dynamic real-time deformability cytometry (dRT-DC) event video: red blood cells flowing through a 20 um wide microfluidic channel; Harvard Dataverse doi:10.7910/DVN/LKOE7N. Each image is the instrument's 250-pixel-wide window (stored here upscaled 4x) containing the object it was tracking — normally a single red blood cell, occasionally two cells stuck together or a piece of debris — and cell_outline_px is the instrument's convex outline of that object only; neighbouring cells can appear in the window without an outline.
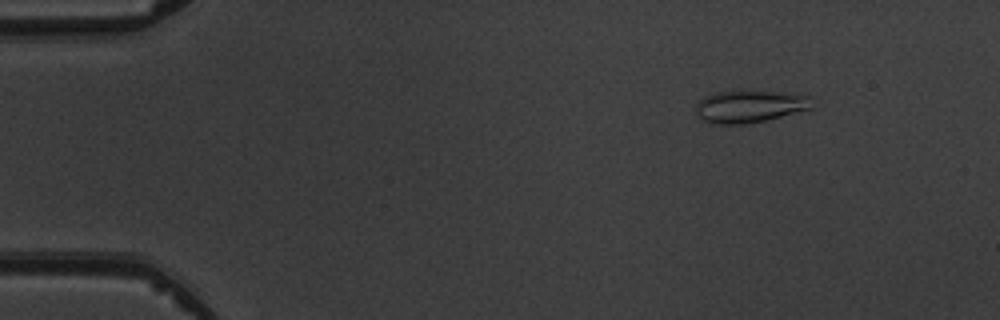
{"species": "common noctule bat (a hibernating species)", "species_latin": "Nyctalus noctula", "temperature_condition": "warm", "stored_images_in_passage": 7, "camera_frame_rate_fps": 3000, "um_per_image_px": 0.085, "animal": {"sex": "male", "body_mass_g": 19.5, "forearm_length_mm": 54.6}, "frame": {"image": 1, "passage_image": 2, "time_ms": 1.333, "image_size_px": [1000, 320], "cell_outline_px": [[812, 108], [764, 120], [744, 124], [712, 124], [704, 120], [696, 112], [696, 104], [704, 96], [716, 92], [784, 92], [808, 96]], "centroid_in_image_um": [63.67, 9.05], "position_along_channel_um": 21.3, "area_um2": 21.21}}
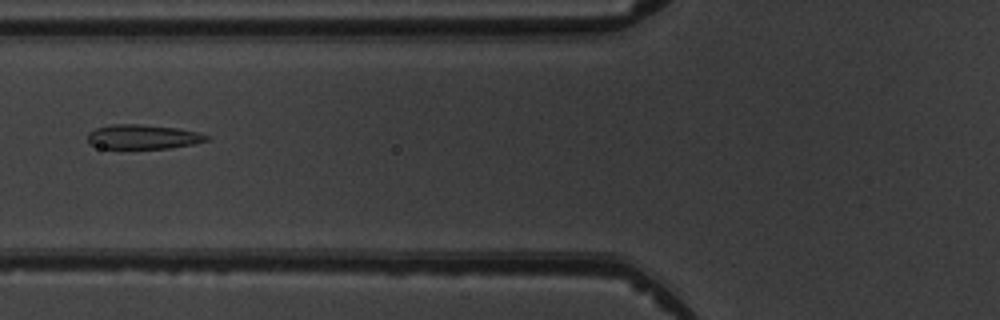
{"frame": {"image": 2, "passage_image": 6, "time_ms": 6.0, "image_size_px": [1000, 320], "cell_outline_px": [[208, 140], [192, 144], [168, 148], [100, 148], [88, 144], [88, 132], [96, 128], [112, 124], [140, 124], [176, 128], [196, 132], [208, 136]], "centroid_in_image_um": [12.08, 11.63], "position_along_channel_um": 113.7, "area_um2": 16.76}}
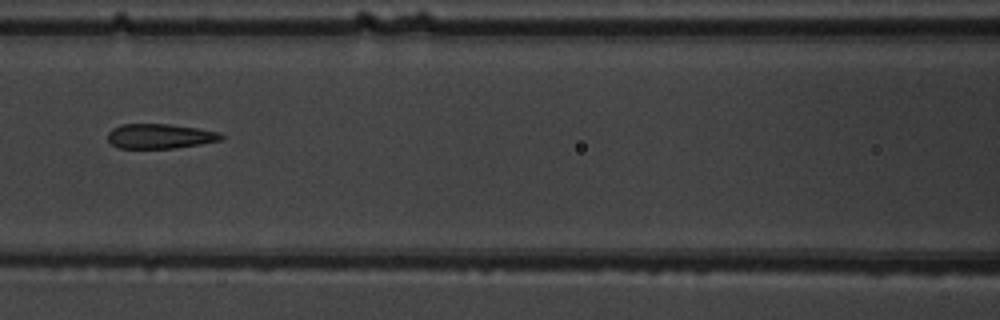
{"frame": {"image": 3, "passage_image": 7, "time_ms": 7.0, "image_size_px": [1000, 320], "cell_outline_px": [[224, 136], [220, 140], [200, 144], [176, 148], [120, 148], [112, 144], [108, 140], [108, 132], [112, 128], [120, 124], [168, 124], [200, 128], [220, 132]], "centroid_in_image_um": [13.6, 11.57], "position_along_channel_um": 153.0, "area_um2": 16.42}}